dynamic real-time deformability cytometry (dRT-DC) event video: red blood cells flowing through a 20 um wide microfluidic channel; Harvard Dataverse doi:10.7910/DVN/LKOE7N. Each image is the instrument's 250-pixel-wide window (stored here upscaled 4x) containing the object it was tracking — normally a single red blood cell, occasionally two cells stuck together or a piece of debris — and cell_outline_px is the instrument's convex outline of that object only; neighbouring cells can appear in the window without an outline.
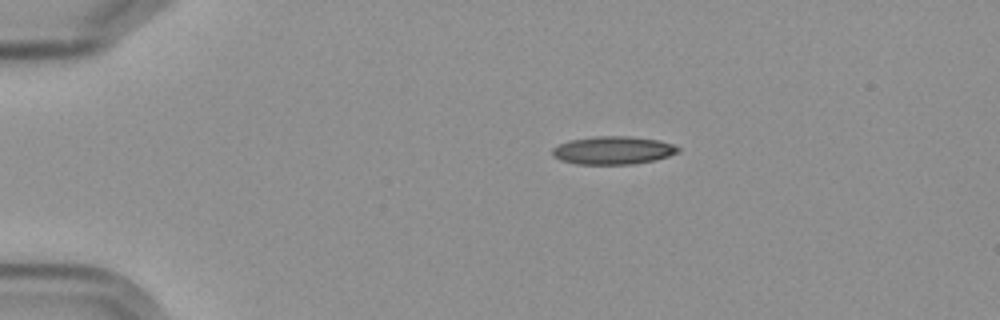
{"species": "Egyptian fruit bat (a non-hibernating species)", "species_latin": "Rousettus aegyptiacus", "temperature_condition": "cold", "stored_images_in_passage": 3, "camera_frame_rate_fps": 3000, "um_per_image_px": 0.085, "frame": {"image": 1, "passage_image": 1, "time_ms": 0.0, "image_size_px": [1000, 320], "cell_outline_px": [[680, 152], [656, 160], [636, 164], [576, 164], [560, 160], [552, 156], [552, 148], [568, 140], [592, 136], [632, 136], [656, 140], [672, 144], [680, 148]], "centroid_in_image_um": [52.09, 12.78], "position_along_channel_um": 32.9, "area_um2": 20.75}}